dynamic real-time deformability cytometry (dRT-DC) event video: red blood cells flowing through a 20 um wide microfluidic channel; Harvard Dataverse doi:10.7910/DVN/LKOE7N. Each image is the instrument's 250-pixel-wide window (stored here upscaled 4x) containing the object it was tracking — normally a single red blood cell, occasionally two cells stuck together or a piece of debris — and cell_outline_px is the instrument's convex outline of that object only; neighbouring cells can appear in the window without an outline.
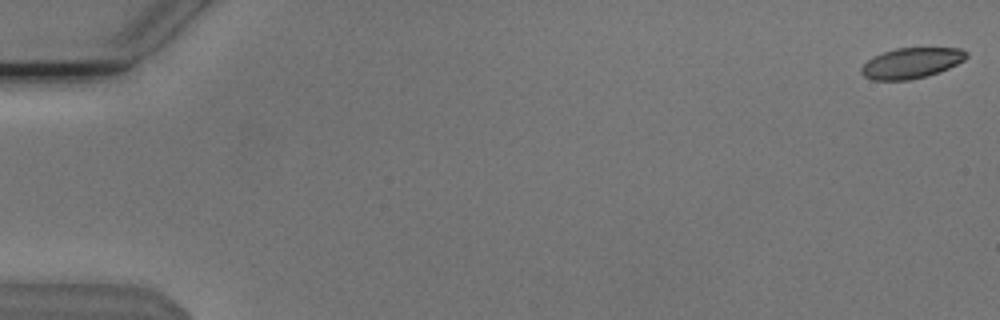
{"species": "Egyptian fruit bat (a non-hibernating species)", "species_latin": "Rousettus aegyptiacus", "temperature_condition": "cold", "stored_images_in_passage": 8, "camera_frame_rate_fps": 3000, "um_per_image_px": 0.085, "animal": {"sex": "male"}, "frame": {"image": 1, "passage_image": 1, "time_ms": 0.0, "image_size_px": [1000, 320], "cell_outline_px": [[968, 56], [964, 60], [948, 68], [924, 76], [908, 80], [872, 80], [864, 76], [860, 72], [860, 68], [868, 60], [884, 52], [896, 48], [960, 48], [968, 52]], "centroid_in_image_um": [77.46, 5.35], "position_along_channel_um": 7.5, "area_um2": 18.44}}